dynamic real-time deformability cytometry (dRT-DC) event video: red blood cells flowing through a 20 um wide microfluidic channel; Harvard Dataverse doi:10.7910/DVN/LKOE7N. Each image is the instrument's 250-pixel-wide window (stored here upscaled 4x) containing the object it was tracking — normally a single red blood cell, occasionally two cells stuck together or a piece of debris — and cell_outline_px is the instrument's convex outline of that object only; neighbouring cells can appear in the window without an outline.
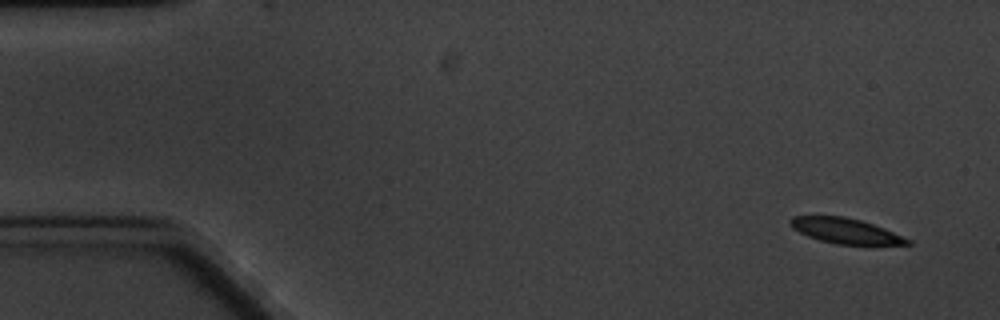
{"species": "common noctule bat (a hibernating species)", "species_latin": "Nyctalus noctula", "temperature_condition": "cold", "stored_images_in_passage": 6, "camera_frame_rate_fps": 3000, "um_per_image_px": 0.085, "animal": {"sex": "male", "body_mass_g": 20.1, "forearm_length_mm": 53.5}, "frame": {"image": 1, "passage_image": 6, "time_ms": 6.667, "image_size_px": [1000, 320], "cell_outline_px": [[912, 244], [836, 244], [820, 240], [808, 236], [792, 228], [788, 220], [792, 216], [844, 216], [860, 220], [884, 228], [912, 240]], "centroid_in_image_um": [71.85, 19.61], "position_along_channel_um": 13.2, "area_um2": 17.05}}